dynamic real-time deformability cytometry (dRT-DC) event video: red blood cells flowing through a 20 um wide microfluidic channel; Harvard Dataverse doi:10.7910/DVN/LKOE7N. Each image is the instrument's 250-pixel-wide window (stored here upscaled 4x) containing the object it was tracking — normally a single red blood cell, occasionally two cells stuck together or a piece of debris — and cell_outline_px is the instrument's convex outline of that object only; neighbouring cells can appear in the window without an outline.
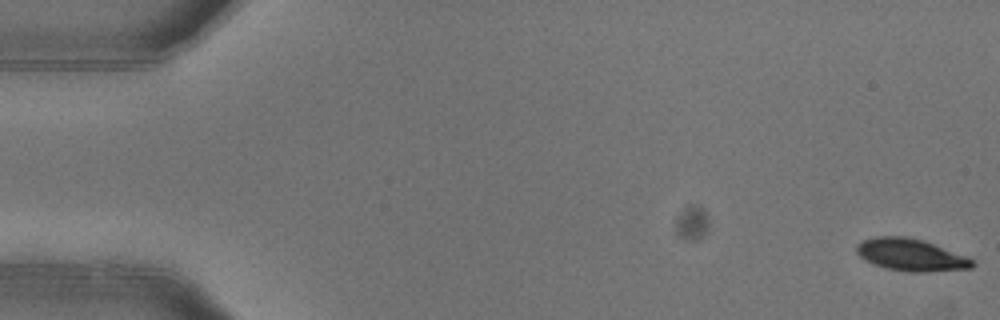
{"species": "common noctule bat (a hibernating species)", "species_latin": "Nyctalus noctula", "temperature_condition": "warm", "stored_images_in_passage": 4, "camera_frame_rate_fps": 3000, "um_per_image_px": 0.085, "animal": {"sex": "female"}, "frame": {"image": 1, "passage_image": 1, "time_ms": 0.0, "image_size_px": [1000, 320], "cell_outline_px": [[976, 264], [972, 268], [924, 272], [908, 272], [888, 268], [876, 264], [860, 256], [856, 252], [856, 244], [864, 240], [876, 236], [904, 236], [924, 240], [968, 256]], "centroid_in_image_um": [77.47, 21.65], "position_along_channel_um": 7.5, "area_um2": 21.62}}
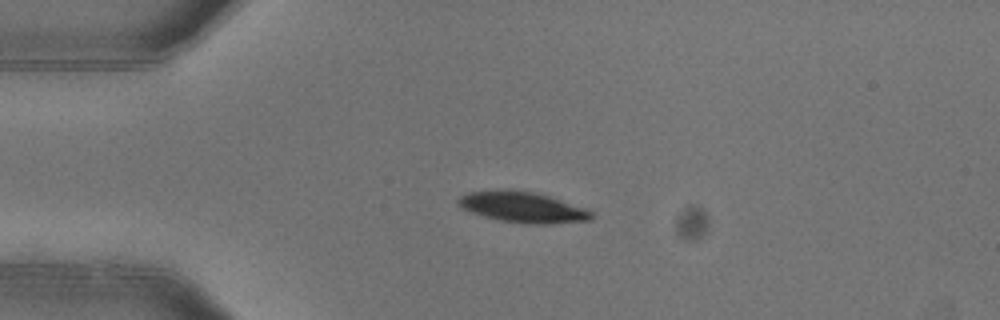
{"frame": {"image": 2, "passage_image": 4, "time_ms": 1.0, "image_size_px": [1000, 320], "cell_outline_px": [[596, 216], [588, 220], [548, 224], [536, 224], [500, 220], [484, 216], [472, 212], [456, 204], [456, 200], [460, 196], [468, 192], [536, 192], [588, 208]], "centroid_in_image_um": [44.51, 17.64], "position_along_channel_um": 40.5, "area_um2": 23.06}}